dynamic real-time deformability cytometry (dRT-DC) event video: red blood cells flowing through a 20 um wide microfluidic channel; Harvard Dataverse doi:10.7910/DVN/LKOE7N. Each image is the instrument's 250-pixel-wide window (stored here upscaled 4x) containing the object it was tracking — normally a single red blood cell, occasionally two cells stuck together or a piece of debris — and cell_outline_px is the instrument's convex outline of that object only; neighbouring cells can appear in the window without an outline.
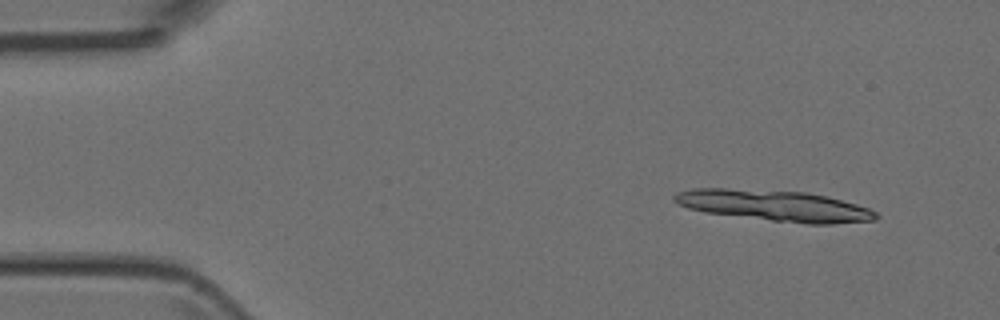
{"species": "Egyptian fruit bat (a non-hibernating species)", "species_latin": "Rousettus aegyptiacus", "temperature_condition": "room temperature", "stored_images_in_passage": 4, "camera_frame_rate_fps": 3000, "um_per_image_px": 0.085, "animal": {"sex": "female"}, "frame": {"image": 1, "passage_image": 1, "time_ms": 0.0, "image_size_px": [1000, 320], "cell_outline_px": [[880, 216], [876, 220], [832, 224], [808, 224], [772, 220], [704, 212], [688, 208], [672, 200], [672, 196], [676, 192], [692, 188], [724, 188], [804, 192], [828, 196], [856, 204], [868, 208], [876, 212]], "centroid_in_image_um": [65.83, 17.47], "position_along_channel_um": 19.2, "area_um2": 36.3}}
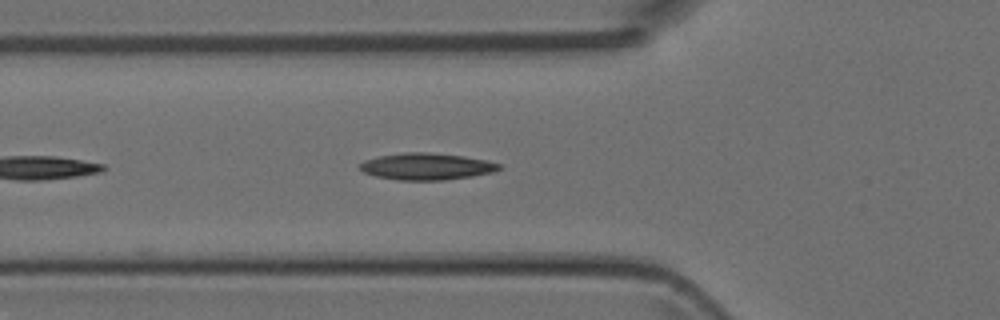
{"frame": {"image": 2, "passage_image": 4, "time_ms": 4.333, "image_size_px": [1000, 320], "cell_outline_px": [[500, 168], [492, 172], [472, 176], [444, 180], [400, 180], [376, 176], [364, 172], [360, 168], [360, 164], [364, 160], [380, 156], [404, 152], [428, 152], [464, 156], [488, 160], [500, 164]], "centroid_in_image_um": [36.27, 14.14], "position_along_channel_um": 89.5, "area_um2": 21.56}}